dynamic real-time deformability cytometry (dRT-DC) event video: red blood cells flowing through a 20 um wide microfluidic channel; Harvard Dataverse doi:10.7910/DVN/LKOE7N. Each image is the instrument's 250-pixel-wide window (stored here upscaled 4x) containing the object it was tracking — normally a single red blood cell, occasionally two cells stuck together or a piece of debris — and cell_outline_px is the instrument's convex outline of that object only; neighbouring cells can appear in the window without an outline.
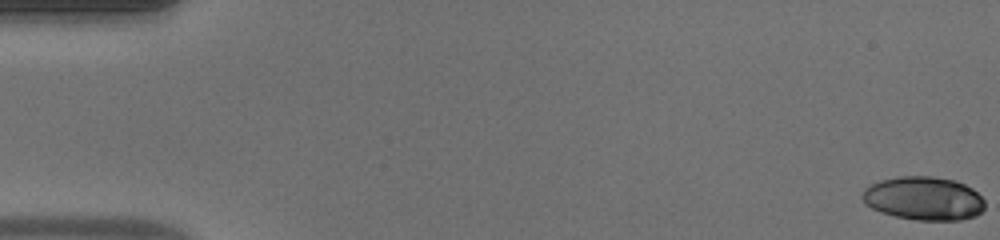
{"species": "human", "species_latin": "Homo sapiens", "temperature_condition": "warm", "stored_images_in_passage": 49, "camera_frame_rate_fps": 3000, "um_per_image_px": 0.085, "donor": {"sex": "male"}, "frame": {"image": 1, "passage_image": 1, "time_ms": 0.0, "image_size_px": [1000, 240], "cell_outline_px": [[984, 208], [976, 216], [960, 220], [916, 220], [896, 216], [880, 212], [864, 204], [860, 196], [864, 188], [880, 180], [900, 176], [932, 176], [956, 180], [972, 188], [984, 200]], "centroid_in_image_um": [78.49, 16.86], "position_along_channel_um": 6.5, "area_um2": 31.27}}
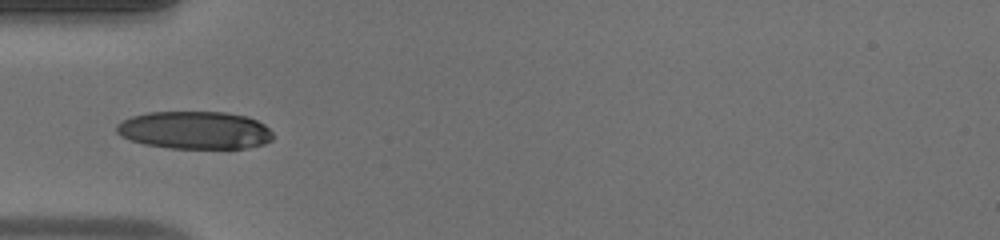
{"frame": {"image": 2, "passage_image": 17, "time_ms": 5.333, "image_size_px": [1000, 240], "cell_outline_px": [[272, 140], [264, 144], [248, 148], [168, 148], [144, 144], [120, 136], [116, 132], [116, 124], [132, 116], [148, 112], [224, 112], [248, 116], [264, 124], [272, 132]], "centroid_in_image_um": [16.56, 11.06], "position_along_channel_um": 68.4, "area_um2": 34.51}}
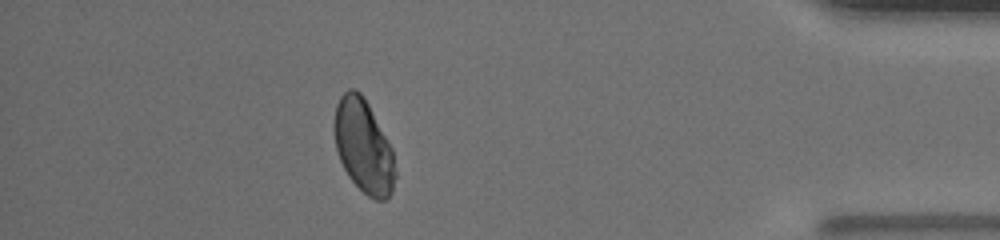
{"frame": {"image": 3, "passage_image": 44, "time_ms": 14.333, "image_size_px": [1000, 240], "cell_outline_px": [[396, 176], [392, 192], [384, 200], [376, 200], [368, 196], [348, 176], [340, 160], [336, 148], [336, 104], [340, 96], [348, 88], [356, 88], [364, 96], [392, 148], [396, 172]], "centroid_in_image_um": [30.93, 12.43], "position_along_channel_um": 404.3, "area_um2": 32.77}, "authors_computed_cell_mechanics": {"area_um2": 32.8304, "velocity_mm_per_s": 4.2306, "shape_relaxation_time_tau1_ms": 3.9107, "shape_relaxation_time_tau2_ms": 2.7421, "deformation_change_tau1": 0.1418, "deformation_change_tau2": 0.0495}}